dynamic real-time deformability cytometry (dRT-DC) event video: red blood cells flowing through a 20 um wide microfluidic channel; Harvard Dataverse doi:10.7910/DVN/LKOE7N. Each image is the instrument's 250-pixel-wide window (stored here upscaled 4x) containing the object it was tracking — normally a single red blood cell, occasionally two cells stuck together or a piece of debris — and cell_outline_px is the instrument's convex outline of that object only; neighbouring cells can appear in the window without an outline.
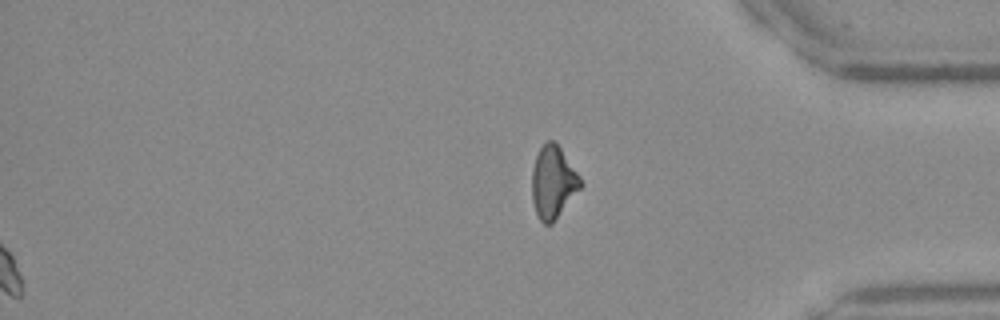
{"species": "Egyptian fruit bat (a non-hibernating species)", "species_latin": "Rousettus aegyptiacus", "temperature_condition": "warm", "stored_images_in_passage": 42, "segment_of_instrument_passage": [2, 2], "camera_frame_rate_fps": 3000, "um_per_image_px": 0.085, "frame": {"image": 1, "passage_image": 42, "time_ms": 13.667, "image_size_px": [1000, 320], "cell_outline_px": [[584, 184], [552, 224], [544, 224], [540, 220], [536, 212], [532, 200], [532, 168], [536, 156], [540, 148], [548, 140], [552, 140], [560, 148], [580, 176]], "centroid_in_image_um": [47.02, 15.51], "position_along_channel_um": 388.2, "area_um2": 20.35}}